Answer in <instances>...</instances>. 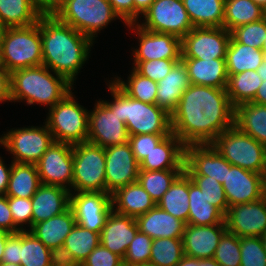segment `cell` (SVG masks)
Masks as SVG:
<instances>
[{
    "instance_id": "6f0895ef",
    "label": "cell",
    "mask_w": 266,
    "mask_h": 266,
    "mask_svg": "<svg viewBox=\"0 0 266 266\" xmlns=\"http://www.w3.org/2000/svg\"><path fill=\"white\" fill-rule=\"evenodd\" d=\"M124 24L134 23L133 0H108Z\"/></svg>"
},
{
    "instance_id": "4dcf8cb0",
    "label": "cell",
    "mask_w": 266,
    "mask_h": 266,
    "mask_svg": "<svg viewBox=\"0 0 266 266\" xmlns=\"http://www.w3.org/2000/svg\"><path fill=\"white\" fill-rule=\"evenodd\" d=\"M265 53L249 45L238 43L232 36L226 51L228 74H238L246 70L257 71L265 61Z\"/></svg>"
},
{
    "instance_id": "11a10c76",
    "label": "cell",
    "mask_w": 266,
    "mask_h": 266,
    "mask_svg": "<svg viewBox=\"0 0 266 266\" xmlns=\"http://www.w3.org/2000/svg\"><path fill=\"white\" fill-rule=\"evenodd\" d=\"M51 266H80L73 254L63 245L50 250Z\"/></svg>"
},
{
    "instance_id": "f6af8a7d",
    "label": "cell",
    "mask_w": 266,
    "mask_h": 266,
    "mask_svg": "<svg viewBox=\"0 0 266 266\" xmlns=\"http://www.w3.org/2000/svg\"><path fill=\"white\" fill-rule=\"evenodd\" d=\"M213 258L221 266H240V238L226 230L220 238Z\"/></svg>"
},
{
    "instance_id": "db71d44e",
    "label": "cell",
    "mask_w": 266,
    "mask_h": 266,
    "mask_svg": "<svg viewBox=\"0 0 266 266\" xmlns=\"http://www.w3.org/2000/svg\"><path fill=\"white\" fill-rule=\"evenodd\" d=\"M20 248H22V231L11 233L6 241L2 262L20 264Z\"/></svg>"
},
{
    "instance_id": "836d02e7",
    "label": "cell",
    "mask_w": 266,
    "mask_h": 266,
    "mask_svg": "<svg viewBox=\"0 0 266 266\" xmlns=\"http://www.w3.org/2000/svg\"><path fill=\"white\" fill-rule=\"evenodd\" d=\"M193 27H223L225 0H182Z\"/></svg>"
},
{
    "instance_id": "5b68a950",
    "label": "cell",
    "mask_w": 266,
    "mask_h": 266,
    "mask_svg": "<svg viewBox=\"0 0 266 266\" xmlns=\"http://www.w3.org/2000/svg\"><path fill=\"white\" fill-rule=\"evenodd\" d=\"M42 63L40 18L31 26L6 28L0 41V64L9 73Z\"/></svg>"
},
{
    "instance_id": "7dc6e473",
    "label": "cell",
    "mask_w": 266,
    "mask_h": 266,
    "mask_svg": "<svg viewBox=\"0 0 266 266\" xmlns=\"http://www.w3.org/2000/svg\"><path fill=\"white\" fill-rule=\"evenodd\" d=\"M152 240L146 234L138 231L127 248L123 258L124 266H140L149 263Z\"/></svg>"
},
{
    "instance_id": "e575fe53",
    "label": "cell",
    "mask_w": 266,
    "mask_h": 266,
    "mask_svg": "<svg viewBox=\"0 0 266 266\" xmlns=\"http://www.w3.org/2000/svg\"><path fill=\"white\" fill-rule=\"evenodd\" d=\"M225 223L224 214L209 204L202 191L189 177V215L191 225H215Z\"/></svg>"
},
{
    "instance_id": "e0dca14e",
    "label": "cell",
    "mask_w": 266,
    "mask_h": 266,
    "mask_svg": "<svg viewBox=\"0 0 266 266\" xmlns=\"http://www.w3.org/2000/svg\"><path fill=\"white\" fill-rule=\"evenodd\" d=\"M226 230L240 237H261L266 233V197L229 206L224 215Z\"/></svg>"
},
{
    "instance_id": "680465c9",
    "label": "cell",
    "mask_w": 266,
    "mask_h": 266,
    "mask_svg": "<svg viewBox=\"0 0 266 266\" xmlns=\"http://www.w3.org/2000/svg\"><path fill=\"white\" fill-rule=\"evenodd\" d=\"M11 101L10 73L0 64V103Z\"/></svg>"
},
{
    "instance_id": "d590c367",
    "label": "cell",
    "mask_w": 266,
    "mask_h": 266,
    "mask_svg": "<svg viewBox=\"0 0 266 266\" xmlns=\"http://www.w3.org/2000/svg\"><path fill=\"white\" fill-rule=\"evenodd\" d=\"M227 94L234 108L243 103H250L263 80L257 71L246 70L238 74H228Z\"/></svg>"
},
{
    "instance_id": "003e7915",
    "label": "cell",
    "mask_w": 266,
    "mask_h": 266,
    "mask_svg": "<svg viewBox=\"0 0 266 266\" xmlns=\"http://www.w3.org/2000/svg\"><path fill=\"white\" fill-rule=\"evenodd\" d=\"M197 266H221L214 258L197 259Z\"/></svg>"
},
{
    "instance_id": "2e32d148",
    "label": "cell",
    "mask_w": 266,
    "mask_h": 266,
    "mask_svg": "<svg viewBox=\"0 0 266 266\" xmlns=\"http://www.w3.org/2000/svg\"><path fill=\"white\" fill-rule=\"evenodd\" d=\"M105 178L107 193L138 181L140 166L136 160L129 142L116 146L106 147Z\"/></svg>"
},
{
    "instance_id": "ba28073f",
    "label": "cell",
    "mask_w": 266,
    "mask_h": 266,
    "mask_svg": "<svg viewBox=\"0 0 266 266\" xmlns=\"http://www.w3.org/2000/svg\"><path fill=\"white\" fill-rule=\"evenodd\" d=\"M211 144L231 165L264 175L266 147L237 126L222 132Z\"/></svg>"
},
{
    "instance_id": "89a4df30",
    "label": "cell",
    "mask_w": 266,
    "mask_h": 266,
    "mask_svg": "<svg viewBox=\"0 0 266 266\" xmlns=\"http://www.w3.org/2000/svg\"><path fill=\"white\" fill-rule=\"evenodd\" d=\"M252 1L266 11V0H252Z\"/></svg>"
},
{
    "instance_id": "44dd1931",
    "label": "cell",
    "mask_w": 266,
    "mask_h": 266,
    "mask_svg": "<svg viewBox=\"0 0 266 266\" xmlns=\"http://www.w3.org/2000/svg\"><path fill=\"white\" fill-rule=\"evenodd\" d=\"M226 231V224H187L183 233L184 255L197 259L213 258L220 238Z\"/></svg>"
},
{
    "instance_id": "d6a6232c",
    "label": "cell",
    "mask_w": 266,
    "mask_h": 266,
    "mask_svg": "<svg viewBox=\"0 0 266 266\" xmlns=\"http://www.w3.org/2000/svg\"><path fill=\"white\" fill-rule=\"evenodd\" d=\"M42 185L36 164L12 162L7 197L31 198Z\"/></svg>"
},
{
    "instance_id": "f35d334b",
    "label": "cell",
    "mask_w": 266,
    "mask_h": 266,
    "mask_svg": "<svg viewBox=\"0 0 266 266\" xmlns=\"http://www.w3.org/2000/svg\"><path fill=\"white\" fill-rule=\"evenodd\" d=\"M113 81L129 96L148 104H156L158 84L156 81L144 77L134 68L125 82L120 77H114Z\"/></svg>"
},
{
    "instance_id": "f546056e",
    "label": "cell",
    "mask_w": 266,
    "mask_h": 266,
    "mask_svg": "<svg viewBox=\"0 0 266 266\" xmlns=\"http://www.w3.org/2000/svg\"><path fill=\"white\" fill-rule=\"evenodd\" d=\"M234 125L266 147V105L240 104L235 108Z\"/></svg>"
},
{
    "instance_id": "753ad0ef",
    "label": "cell",
    "mask_w": 266,
    "mask_h": 266,
    "mask_svg": "<svg viewBox=\"0 0 266 266\" xmlns=\"http://www.w3.org/2000/svg\"><path fill=\"white\" fill-rule=\"evenodd\" d=\"M261 240H262V243H263V246H264V250L266 252V233H264L262 236H261Z\"/></svg>"
},
{
    "instance_id": "f5cc1de1",
    "label": "cell",
    "mask_w": 266,
    "mask_h": 266,
    "mask_svg": "<svg viewBox=\"0 0 266 266\" xmlns=\"http://www.w3.org/2000/svg\"><path fill=\"white\" fill-rule=\"evenodd\" d=\"M80 266H124L123 258L106 249L101 243Z\"/></svg>"
},
{
    "instance_id": "03108f58",
    "label": "cell",
    "mask_w": 266,
    "mask_h": 266,
    "mask_svg": "<svg viewBox=\"0 0 266 266\" xmlns=\"http://www.w3.org/2000/svg\"><path fill=\"white\" fill-rule=\"evenodd\" d=\"M175 266H197V258H192L184 255L180 262Z\"/></svg>"
},
{
    "instance_id": "8992f818",
    "label": "cell",
    "mask_w": 266,
    "mask_h": 266,
    "mask_svg": "<svg viewBox=\"0 0 266 266\" xmlns=\"http://www.w3.org/2000/svg\"><path fill=\"white\" fill-rule=\"evenodd\" d=\"M54 15L92 40L112 20H122L108 0H66Z\"/></svg>"
},
{
    "instance_id": "2a66077c",
    "label": "cell",
    "mask_w": 266,
    "mask_h": 266,
    "mask_svg": "<svg viewBox=\"0 0 266 266\" xmlns=\"http://www.w3.org/2000/svg\"><path fill=\"white\" fill-rule=\"evenodd\" d=\"M262 50L264 51V53L266 55V37H265L264 42H263Z\"/></svg>"
},
{
    "instance_id": "83f0119b",
    "label": "cell",
    "mask_w": 266,
    "mask_h": 266,
    "mask_svg": "<svg viewBox=\"0 0 266 266\" xmlns=\"http://www.w3.org/2000/svg\"><path fill=\"white\" fill-rule=\"evenodd\" d=\"M111 204L113 211L133 218L147 213L156 206V202L138 181L112 193Z\"/></svg>"
},
{
    "instance_id": "a7ac6f4b",
    "label": "cell",
    "mask_w": 266,
    "mask_h": 266,
    "mask_svg": "<svg viewBox=\"0 0 266 266\" xmlns=\"http://www.w3.org/2000/svg\"><path fill=\"white\" fill-rule=\"evenodd\" d=\"M257 73L259 74V76L263 81L266 80V57L263 64L258 68Z\"/></svg>"
},
{
    "instance_id": "6125c7cd",
    "label": "cell",
    "mask_w": 266,
    "mask_h": 266,
    "mask_svg": "<svg viewBox=\"0 0 266 266\" xmlns=\"http://www.w3.org/2000/svg\"><path fill=\"white\" fill-rule=\"evenodd\" d=\"M134 1V23L138 22L140 15H143L155 0H133Z\"/></svg>"
},
{
    "instance_id": "484cf974",
    "label": "cell",
    "mask_w": 266,
    "mask_h": 266,
    "mask_svg": "<svg viewBox=\"0 0 266 266\" xmlns=\"http://www.w3.org/2000/svg\"><path fill=\"white\" fill-rule=\"evenodd\" d=\"M191 84L226 89L228 73L225 59L203 60L196 58H181Z\"/></svg>"
},
{
    "instance_id": "94428289",
    "label": "cell",
    "mask_w": 266,
    "mask_h": 266,
    "mask_svg": "<svg viewBox=\"0 0 266 266\" xmlns=\"http://www.w3.org/2000/svg\"><path fill=\"white\" fill-rule=\"evenodd\" d=\"M3 159L0 157V195H5L7 186L9 183V177L12 169V163L10 167H6Z\"/></svg>"
},
{
    "instance_id": "681fc988",
    "label": "cell",
    "mask_w": 266,
    "mask_h": 266,
    "mask_svg": "<svg viewBox=\"0 0 266 266\" xmlns=\"http://www.w3.org/2000/svg\"><path fill=\"white\" fill-rule=\"evenodd\" d=\"M169 134H137L129 135L132 152L140 164L147 155Z\"/></svg>"
},
{
    "instance_id": "ac0fdd59",
    "label": "cell",
    "mask_w": 266,
    "mask_h": 266,
    "mask_svg": "<svg viewBox=\"0 0 266 266\" xmlns=\"http://www.w3.org/2000/svg\"><path fill=\"white\" fill-rule=\"evenodd\" d=\"M70 207L74 212L76 224L101 233L112 210L111 195L104 192H72Z\"/></svg>"
},
{
    "instance_id": "d6986e66",
    "label": "cell",
    "mask_w": 266,
    "mask_h": 266,
    "mask_svg": "<svg viewBox=\"0 0 266 266\" xmlns=\"http://www.w3.org/2000/svg\"><path fill=\"white\" fill-rule=\"evenodd\" d=\"M230 163L212 144H190L185 146L184 171L188 175H205L220 184L226 179Z\"/></svg>"
},
{
    "instance_id": "5bb4252c",
    "label": "cell",
    "mask_w": 266,
    "mask_h": 266,
    "mask_svg": "<svg viewBox=\"0 0 266 266\" xmlns=\"http://www.w3.org/2000/svg\"><path fill=\"white\" fill-rule=\"evenodd\" d=\"M89 112L87 141L103 148L127 143L129 134L126 124L119 119L116 110H111L98 100Z\"/></svg>"
},
{
    "instance_id": "52a82bcc",
    "label": "cell",
    "mask_w": 266,
    "mask_h": 266,
    "mask_svg": "<svg viewBox=\"0 0 266 266\" xmlns=\"http://www.w3.org/2000/svg\"><path fill=\"white\" fill-rule=\"evenodd\" d=\"M70 91L49 109L45 124L54 142L77 144L87 142L89 110L80 105Z\"/></svg>"
},
{
    "instance_id": "4fadbf2b",
    "label": "cell",
    "mask_w": 266,
    "mask_h": 266,
    "mask_svg": "<svg viewBox=\"0 0 266 266\" xmlns=\"http://www.w3.org/2000/svg\"><path fill=\"white\" fill-rule=\"evenodd\" d=\"M36 166L43 185L60 186L73 192L72 144L53 142Z\"/></svg>"
},
{
    "instance_id": "9f6ffc18",
    "label": "cell",
    "mask_w": 266,
    "mask_h": 266,
    "mask_svg": "<svg viewBox=\"0 0 266 266\" xmlns=\"http://www.w3.org/2000/svg\"><path fill=\"white\" fill-rule=\"evenodd\" d=\"M0 228L9 233H17L21 230L14 224L12 213L8 204V197L0 195Z\"/></svg>"
},
{
    "instance_id": "7bdbcfd3",
    "label": "cell",
    "mask_w": 266,
    "mask_h": 266,
    "mask_svg": "<svg viewBox=\"0 0 266 266\" xmlns=\"http://www.w3.org/2000/svg\"><path fill=\"white\" fill-rule=\"evenodd\" d=\"M50 250L29 230L22 231V248H20L22 266H51Z\"/></svg>"
},
{
    "instance_id": "34e18365",
    "label": "cell",
    "mask_w": 266,
    "mask_h": 266,
    "mask_svg": "<svg viewBox=\"0 0 266 266\" xmlns=\"http://www.w3.org/2000/svg\"><path fill=\"white\" fill-rule=\"evenodd\" d=\"M263 177H264V195L266 197V169H265Z\"/></svg>"
},
{
    "instance_id": "60d3db41",
    "label": "cell",
    "mask_w": 266,
    "mask_h": 266,
    "mask_svg": "<svg viewBox=\"0 0 266 266\" xmlns=\"http://www.w3.org/2000/svg\"><path fill=\"white\" fill-rule=\"evenodd\" d=\"M100 244V233L85 229L76 224L66 237L63 246L81 263Z\"/></svg>"
},
{
    "instance_id": "816d5d0a",
    "label": "cell",
    "mask_w": 266,
    "mask_h": 266,
    "mask_svg": "<svg viewBox=\"0 0 266 266\" xmlns=\"http://www.w3.org/2000/svg\"><path fill=\"white\" fill-rule=\"evenodd\" d=\"M8 204L12 213L14 224L21 230L23 225L28 224L32 228V203L31 198L8 197Z\"/></svg>"
},
{
    "instance_id": "8fae6325",
    "label": "cell",
    "mask_w": 266,
    "mask_h": 266,
    "mask_svg": "<svg viewBox=\"0 0 266 266\" xmlns=\"http://www.w3.org/2000/svg\"><path fill=\"white\" fill-rule=\"evenodd\" d=\"M138 25L145 30L175 35L182 39L194 27L182 0H155Z\"/></svg>"
},
{
    "instance_id": "d4e9b609",
    "label": "cell",
    "mask_w": 266,
    "mask_h": 266,
    "mask_svg": "<svg viewBox=\"0 0 266 266\" xmlns=\"http://www.w3.org/2000/svg\"><path fill=\"white\" fill-rule=\"evenodd\" d=\"M138 229L151 239L183 238L186 224L157 205L136 218Z\"/></svg>"
},
{
    "instance_id": "b9f144b4",
    "label": "cell",
    "mask_w": 266,
    "mask_h": 266,
    "mask_svg": "<svg viewBox=\"0 0 266 266\" xmlns=\"http://www.w3.org/2000/svg\"><path fill=\"white\" fill-rule=\"evenodd\" d=\"M184 256L181 238H157L152 240L149 263L156 266H175Z\"/></svg>"
},
{
    "instance_id": "ffe728a7",
    "label": "cell",
    "mask_w": 266,
    "mask_h": 266,
    "mask_svg": "<svg viewBox=\"0 0 266 266\" xmlns=\"http://www.w3.org/2000/svg\"><path fill=\"white\" fill-rule=\"evenodd\" d=\"M223 189L228 206L256 201L264 197V177L238 166L227 167Z\"/></svg>"
},
{
    "instance_id": "11e5206c",
    "label": "cell",
    "mask_w": 266,
    "mask_h": 266,
    "mask_svg": "<svg viewBox=\"0 0 266 266\" xmlns=\"http://www.w3.org/2000/svg\"><path fill=\"white\" fill-rule=\"evenodd\" d=\"M66 0H56V11L58 10L59 6Z\"/></svg>"
},
{
    "instance_id": "c3c4849f",
    "label": "cell",
    "mask_w": 266,
    "mask_h": 266,
    "mask_svg": "<svg viewBox=\"0 0 266 266\" xmlns=\"http://www.w3.org/2000/svg\"><path fill=\"white\" fill-rule=\"evenodd\" d=\"M240 266H266V252L261 237H240Z\"/></svg>"
},
{
    "instance_id": "e7e4bbea",
    "label": "cell",
    "mask_w": 266,
    "mask_h": 266,
    "mask_svg": "<svg viewBox=\"0 0 266 266\" xmlns=\"http://www.w3.org/2000/svg\"><path fill=\"white\" fill-rule=\"evenodd\" d=\"M10 234L11 233H9L8 231L0 228V263L2 262L3 251L5 249L6 241Z\"/></svg>"
},
{
    "instance_id": "6da1fadb",
    "label": "cell",
    "mask_w": 266,
    "mask_h": 266,
    "mask_svg": "<svg viewBox=\"0 0 266 266\" xmlns=\"http://www.w3.org/2000/svg\"><path fill=\"white\" fill-rule=\"evenodd\" d=\"M234 116L226 89L191 84L171 114V130L185 146L211 144L234 125Z\"/></svg>"
},
{
    "instance_id": "8d00e7d4",
    "label": "cell",
    "mask_w": 266,
    "mask_h": 266,
    "mask_svg": "<svg viewBox=\"0 0 266 266\" xmlns=\"http://www.w3.org/2000/svg\"><path fill=\"white\" fill-rule=\"evenodd\" d=\"M266 16V11L252 0H225L223 27L231 32L238 26L256 22Z\"/></svg>"
},
{
    "instance_id": "9a60e30c",
    "label": "cell",
    "mask_w": 266,
    "mask_h": 266,
    "mask_svg": "<svg viewBox=\"0 0 266 266\" xmlns=\"http://www.w3.org/2000/svg\"><path fill=\"white\" fill-rule=\"evenodd\" d=\"M131 30H135L139 47L133 51V68L141 61L149 60H181V39L172 34L158 33L145 30L138 23L126 24Z\"/></svg>"
},
{
    "instance_id": "91938a15",
    "label": "cell",
    "mask_w": 266,
    "mask_h": 266,
    "mask_svg": "<svg viewBox=\"0 0 266 266\" xmlns=\"http://www.w3.org/2000/svg\"><path fill=\"white\" fill-rule=\"evenodd\" d=\"M41 15H50L56 12V0H29Z\"/></svg>"
},
{
    "instance_id": "7a4b0ae2",
    "label": "cell",
    "mask_w": 266,
    "mask_h": 266,
    "mask_svg": "<svg viewBox=\"0 0 266 266\" xmlns=\"http://www.w3.org/2000/svg\"><path fill=\"white\" fill-rule=\"evenodd\" d=\"M40 36L42 65L74 85L94 41L61 22L54 14L40 16Z\"/></svg>"
},
{
    "instance_id": "be15d7a7",
    "label": "cell",
    "mask_w": 266,
    "mask_h": 266,
    "mask_svg": "<svg viewBox=\"0 0 266 266\" xmlns=\"http://www.w3.org/2000/svg\"><path fill=\"white\" fill-rule=\"evenodd\" d=\"M252 102L261 105H266V80L262 82Z\"/></svg>"
},
{
    "instance_id": "b9fcfbb0",
    "label": "cell",
    "mask_w": 266,
    "mask_h": 266,
    "mask_svg": "<svg viewBox=\"0 0 266 266\" xmlns=\"http://www.w3.org/2000/svg\"><path fill=\"white\" fill-rule=\"evenodd\" d=\"M140 266H156V265H154V264H151V263H147V264L140 265Z\"/></svg>"
},
{
    "instance_id": "1f68e13d",
    "label": "cell",
    "mask_w": 266,
    "mask_h": 266,
    "mask_svg": "<svg viewBox=\"0 0 266 266\" xmlns=\"http://www.w3.org/2000/svg\"><path fill=\"white\" fill-rule=\"evenodd\" d=\"M156 205L187 225L189 215V175L185 171L173 182Z\"/></svg>"
},
{
    "instance_id": "4316f807",
    "label": "cell",
    "mask_w": 266,
    "mask_h": 266,
    "mask_svg": "<svg viewBox=\"0 0 266 266\" xmlns=\"http://www.w3.org/2000/svg\"><path fill=\"white\" fill-rule=\"evenodd\" d=\"M156 104L170 115L175 111L184 91L191 85L184 63L180 60L157 82Z\"/></svg>"
},
{
    "instance_id": "2644e50d",
    "label": "cell",
    "mask_w": 266,
    "mask_h": 266,
    "mask_svg": "<svg viewBox=\"0 0 266 266\" xmlns=\"http://www.w3.org/2000/svg\"><path fill=\"white\" fill-rule=\"evenodd\" d=\"M6 26L3 24L1 18H0V41L2 40V37L4 35V32L6 30Z\"/></svg>"
},
{
    "instance_id": "f907efd6",
    "label": "cell",
    "mask_w": 266,
    "mask_h": 266,
    "mask_svg": "<svg viewBox=\"0 0 266 266\" xmlns=\"http://www.w3.org/2000/svg\"><path fill=\"white\" fill-rule=\"evenodd\" d=\"M180 60H149L139 62L134 69L144 77L159 82L171 71L173 66Z\"/></svg>"
},
{
    "instance_id": "7402d4cb",
    "label": "cell",
    "mask_w": 266,
    "mask_h": 266,
    "mask_svg": "<svg viewBox=\"0 0 266 266\" xmlns=\"http://www.w3.org/2000/svg\"><path fill=\"white\" fill-rule=\"evenodd\" d=\"M138 231L136 218L111 210L101 230L100 243L106 249L124 258L129 244Z\"/></svg>"
},
{
    "instance_id": "277c9868",
    "label": "cell",
    "mask_w": 266,
    "mask_h": 266,
    "mask_svg": "<svg viewBox=\"0 0 266 266\" xmlns=\"http://www.w3.org/2000/svg\"><path fill=\"white\" fill-rule=\"evenodd\" d=\"M111 81V82H110ZM108 81L113 101L102 100L126 124L129 135L171 134V115L157 104L129 97L114 81Z\"/></svg>"
},
{
    "instance_id": "603a6c76",
    "label": "cell",
    "mask_w": 266,
    "mask_h": 266,
    "mask_svg": "<svg viewBox=\"0 0 266 266\" xmlns=\"http://www.w3.org/2000/svg\"><path fill=\"white\" fill-rule=\"evenodd\" d=\"M70 191L60 186L41 185L31 197L32 227L70 207Z\"/></svg>"
},
{
    "instance_id": "cb8c5ba5",
    "label": "cell",
    "mask_w": 266,
    "mask_h": 266,
    "mask_svg": "<svg viewBox=\"0 0 266 266\" xmlns=\"http://www.w3.org/2000/svg\"><path fill=\"white\" fill-rule=\"evenodd\" d=\"M185 145L174 134L166 136L139 164L140 170L184 169Z\"/></svg>"
},
{
    "instance_id": "9c48e42d",
    "label": "cell",
    "mask_w": 266,
    "mask_h": 266,
    "mask_svg": "<svg viewBox=\"0 0 266 266\" xmlns=\"http://www.w3.org/2000/svg\"><path fill=\"white\" fill-rule=\"evenodd\" d=\"M104 148L90 142L73 145L74 192L107 193Z\"/></svg>"
},
{
    "instance_id": "30bf717a",
    "label": "cell",
    "mask_w": 266,
    "mask_h": 266,
    "mask_svg": "<svg viewBox=\"0 0 266 266\" xmlns=\"http://www.w3.org/2000/svg\"><path fill=\"white\" fill-rule=\"evenodd\" d=\"M53 142L46 124L42 127L12 128L0 137V145L13 154L11 162L15 163L36 164Z\"/></svg>"
},
{
    "instance_id": "ab89813d",
    "label": "cell",
    "mask_w": 266,
    "mask_h": 266,
    "mask_svg": "<svg viewBox=\"0 0 266 266\" xmlns=\"http://www.w3.org/2000/svg\"><path fill=\"white\" fill-rule=\"evenodd\" d=\"M183 172L184 169L160 171L139 170L138 182L157 203Z\"/></svg>"
},
{
    "instance_id": "bcb514c9",
    "label": "cell",
    "mask_w": 266,
    "mask_h": 266,
    "mask_svg": "<svg viewBox=\"0 0 266 266\" xmlns=\"http://www.w3.org/2000/svg\"><path fill=\"white\" fill-rule=\"evenodd\" d=\"M231 36L238 43L262 49L266 37V16L259 21L236 27L231 31Z\"/></svg>"
},
{
    "instance_id": "3957f363",
    "label": "cell",
    "mask_w": 266,
    "mask_h": 266,
    "mask_svg": "<svg viewBox=\"0 0 266 266\" xmlns=\"http://www.w3.org/2000/svg\"><path fill=\"white\" fill-rule=\"evenodd\" d=\"M44 65L15 70L10 73L11 102L47 105L61 101L73 89L64 77ZM49 105V106H48Z\"/></svg>"
},
{
    "instance_id": "f1b7e54d",
    "label": "cell",
    "mask_w": 266,
    "mask_h": 266,
    "mask_svg": "<svg viewBox=\"0 0 266 266\" xmlns=\"http://www.w3.org/2000/svg\"><path fill=\"white\" fill-rule=\"evenodd\" d=\"M76 225L74 212L69 207L63 213L35 224L29 231L47 248L62 246L68 234Z\"/></svg>"
},
{
    "instance_id": "8c879c8a",
    "label": "cell",
    "mask_w": 266,
    "mask_h": 266,
    "mask_svg": "<svg viewBox=\"0 0 266 266\" xmlns=\"http://www.w3.org/2000/svg\"><path fill=\"white\" fill-rule=\"evenodd\" d=\"M0 266H22L21 264H15V263H4L1 262Z\"/></svg>"
},
{
    "instance_id": "7c38bea8",
    "label": "cell",
    "mask_w": 266,
    "mask_h": 266,
    "mask_svg": "<svg viewBox=\"0 0 266 266\" xmlns=\"http://www.w3.org/2000/svg\"><path fill=\"white\" fill-rule=\"evenodd\" d=\"M230 38L224 27H194L181 39V58L225 59Z\"/></svg>"
},
{
    "instance_id": "74e56055",
    "label": "cell",
    "mask_w": 266,
    "mask_h": 266,
    "mask_svg": "<svg viewBox=\"0 0 266 266\" xmlns=\"http://www.w3.org/2000/svg\"><path fill=\"white\" fill-rule=\"evenodd\" d=\"M40 16L29 0H0V18L7 28L31 26Z\"/></svg>"
},
{
    "instance_id": "ee69618b",
    "label": "cell",
    "mask_w": 266,
    "mask_h": 266,
    "mask_svg": "<svg viewBox=\"0 0 266 266\" xmlns=\"http://www.w3.org/2000/svg\"><path fill=\"white\" fill-rule=\"evenodd\" d=\"M192 181L198 185L209 204L218 208L224 215L229 206L225 196L223 185L214 178L205 175H189Z\"/></svg>"
}]
</instances>
